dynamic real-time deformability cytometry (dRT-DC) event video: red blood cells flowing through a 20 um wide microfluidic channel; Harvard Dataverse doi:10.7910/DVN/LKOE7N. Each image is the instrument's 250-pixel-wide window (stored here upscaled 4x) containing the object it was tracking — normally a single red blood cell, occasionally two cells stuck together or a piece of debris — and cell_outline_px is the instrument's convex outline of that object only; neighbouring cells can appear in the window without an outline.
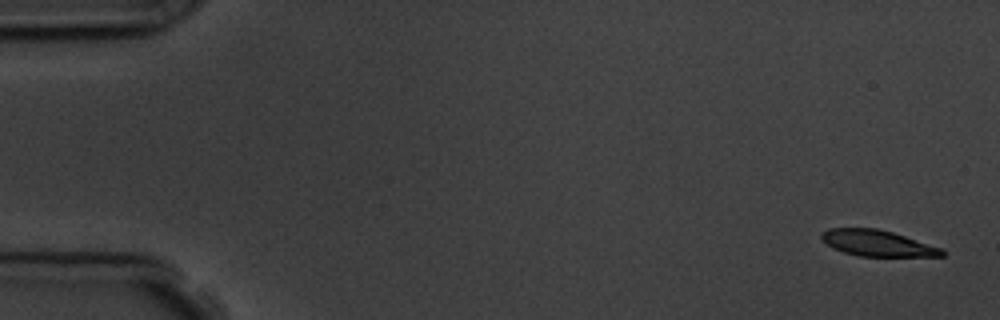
{"species": "common noctule bat (a hibernating species)", "species_latin": "Nyctalus noctula", "temperature_condition": "room temperature", "stored_images_in_passage": 6, "camera_frame_rate_fps": 3000, "um_per_image_px": 0.085, "animal": {"sex": "male", "body_mass_g": 19.5, "forearm_length_mm": 54.6}, "frame": {"image": 1, "passage_image": 1, "time_ms": 0.0, "image_size_px": [1000, 320], "cell_outline_px": [[944, 256], [860, 256], [844, 252], [832, 248], [820, 240], [820, 232], [828, 228], [876, 228], [892, 232], [944, 248]], "centroid_in_image_um": [74.54, 20.66], "position_along_channel_um": 10.5, "area_um2": 18.44}}